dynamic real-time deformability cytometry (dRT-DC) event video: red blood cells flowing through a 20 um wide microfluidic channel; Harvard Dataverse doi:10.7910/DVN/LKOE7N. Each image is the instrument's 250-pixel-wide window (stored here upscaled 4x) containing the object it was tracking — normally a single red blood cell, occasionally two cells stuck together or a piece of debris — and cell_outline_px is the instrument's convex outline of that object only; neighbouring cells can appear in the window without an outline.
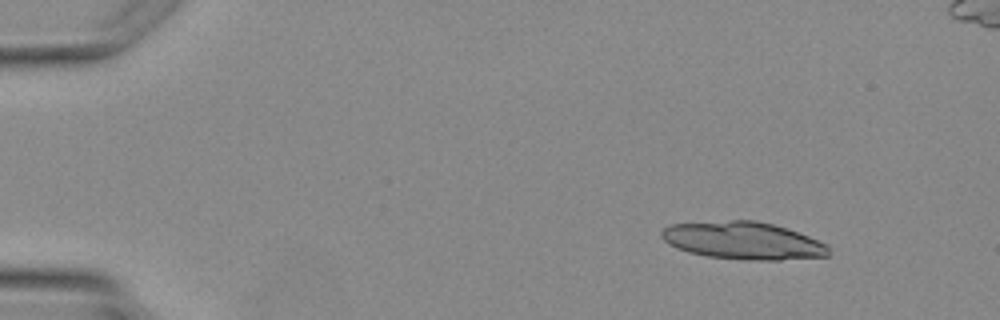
{"species": "Egyptian fruit bat (a non-hibernating species)", "species_latin": "Rousettus aegyptiacus", "temperature_condition": "warm", "stored_images_in_passage": 5, "camera_frame_rate_fps": 3000, "um_per_image_px": 0.085, "animal": {"sex": "female"}, "frame": {"image": 1, "passage_image": 2, "time_ms": 1.333, "image_size_px": [1000, 320], "cell_outline_px": [[828, 256], [780, 260], [748, 260], [708, 256], [688, 252], [676, 248], [668, 244], [660, 236], [660, 232], [668, 224], [728, 220], [752, 220], [772, 224], [808, 236], [828, 244]], "centroid_in_image_um": [63.12, 20.45], "position_along_channel_um": 21.9, "area_um2": 36.47}}